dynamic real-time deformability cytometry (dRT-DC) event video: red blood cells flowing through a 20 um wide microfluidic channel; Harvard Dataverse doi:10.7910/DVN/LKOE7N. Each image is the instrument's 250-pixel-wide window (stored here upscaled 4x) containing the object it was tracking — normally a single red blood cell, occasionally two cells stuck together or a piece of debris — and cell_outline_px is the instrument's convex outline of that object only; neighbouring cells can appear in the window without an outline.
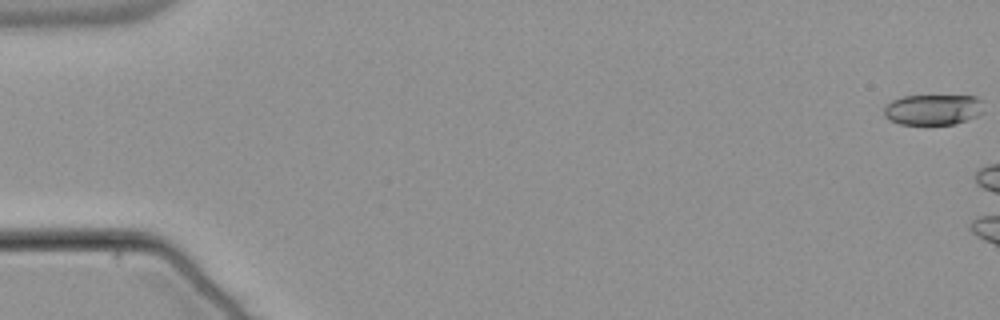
{"species": "common noctule bat (a hibernating species)", "species_latin": "Nyctalus noctula", "temperature_condition": "warm", "stored_images_in_passage": 8, "camera_frame_rate_fps": 3000, "um_per_image_px": 0.085, "animal": {"sex": "male", "body_mass_g": 21.5, "forearm_length_mm": 52.0}, "frame": {"image": 1, "passage_image": 1, "time_ms": 0.0, "image_size_px": [1000, 320], "cell_outline_px": [[984, 112], [976, 116], [956, 124], [900, 124], [884, 116], [884, 104], [892, 100], [904, 96], [976, 96], [980, 100]], "centroid_in_image_um": [79.29, 9.31], "position_along_channel_um": 5.7, "area_um2": 17.74}}